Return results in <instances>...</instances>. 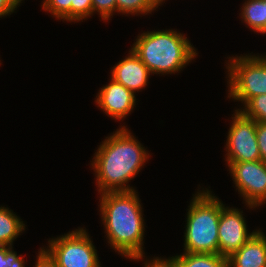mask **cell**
I'll return each mask as SVG.
<instances>
[{
    "instance_id": "7c38bea8",
    "label": "cell",
    "mask_w": 266,
    "mask_h": 267,
    "mask_svg": "<svg viewBox=\"0 0 266 267\" xmlns=\"http://www.w3.org/2000/svg\"><path fill=\"white\" fill-rule=\"evenodd\" d=\"M227 267H266V236L260 229L227 258Z\"/></svg>"
},
{
    "instance_id": "8fae6325",
    "label": "cell",
    "mask_w": 266,
    "mask_h": 267,
    "mask_svg": "<svg viewBox=\"0 0 266 267\" xmlns=\"http://www.w3.org/2000/svg\"><path fill=\"white\" fill-rule=\"evenodd\" d=\"M129 52L113 67L111 78L135 93L147 86L150 71L132 49Z\"/></svg>"
},
{
    "instance_id": "603a6c76",
    "label": "cell",
    "mask_w": 266,
    "mask_h": 267,
    "mask_svg": "<svg viewBox=\"0 0 266 267\" xmlns=\"http://www.w3.org/2000/svg\"><path fill=\"white\" fill-rule=\"evenodd\" d=\"M38 253L35 267H58L55 260L44 249V247H41Z\"/></svg>"
},
{
    "instance_id": "277c9868",
    "label": "cell",
    "mask_w": 266,
    "mask_h": 267,
    "mask_svg": "<svg viewBox=\"0 0 266 267\" xmlns=\"http://www.w3.org/2000/svg\"><path fill=\"white\" fill-rule=\"evenodd\" d=\"M208 189L197 192L187 212L185 253L219 254L221 201Z\"/></svg>"
},
{
    "instance_id": "2e32d148",
    "label": "cell",
    "mask_w": 266,
    "mask_h": 267,
    "mask_svg": "<svg viewBox=\"0 0 266 267\" xmlns=\"http://www.w3.org/2000/svg\"><path fill=\"white\" fill-rule=\"evenodd\" d=\"M117 12L123 14H148L154 11L159 0H116Z\"/></svg>"
},
{
    "instance_id": "7402d4cb",
    "label": "cell",
    "mask_w": 266,
    "mask_h": 267,
    "mask_svg": "<svg viewBox=\"0 0 266 267\" xmlns=\"http://www.w3.org/2000/svg\"><path fill=\"white\" fill-rule=\"evenodd\" d=\"M256 137L261 155V160L266 162V123L257 122Z\"/></svg>"
},
{
    "instance_id": "9a60e30c",
    "label": "cell",
    "mask_w": 266,
    "mask_h": 267,
    "mask_svg": "<svg viewBox=\"0 0 266 267\" xmlns=\"http://www.w3.org/2000/svg\"><path fill=\"white\" fill-rule=\"evenodd\" d=\"M178 267H227V258L211 253H184L174 257Z\"/></svg>"
},
{
    "instance_id": "d4e9b609",
    "label": "cell",
    "mask_w": 266,
    "mask_h": 267,
    "mask_svg": "<svg viewBox=\"0 0 266 267\" xmlns=\"http://www.w3.org/2000/svg\"><path fill=\"white\" fill-rule=\"evenodd\" d=\"M22 0H0V17L9 15L16 10Z\"/></svg>"
},
{
    "instance_id": "484cf974",
    "label": "cell",
    "mask_w": 266,
    "mask_h": 267,
    "mask_svg": "<svg viewBox=\"0 0 266 267\" xmlns=\"http://www.w3.org/2000/svg\"><path fill=\"white\" fill-rule=\"evenodd\" d=\"M163 1H165V0H159V4H162V3H163Z\"/></svg>"
},
{
    "instance_id": "5b68a950",
    "label": "cell",
    "mask_w": 266,
    "mask_h": 267,
    "mask_svg": "<svg viewBox=\"0 0 266 267\" xmlns=\"http://www.w3.org/2000/svg\"><path fill=\"white\" fill-rule=\"evenodd\" d=\"M230 61L226 65L229 98L245 105L251 98L266 94V56L241 55L230 57Z\"/></svg>"
},
{
    "instance_id": "52a82bcc",
    "label": "cell",
    "mask_w": 266,
    "mask_h": 267,
    "mask_svg": "<svg viewBox=\"0 0 266 267\" xmlns=\"http://www.w3.org/2000/svg\"><path fill=\"white\" fill-rule=\"evenodd\" d=\"M226 141L227 163L261 160L256 137L257 122L235 110Z\"/></svg>"
},
{
    "instance_id": "44dd1931",
    "label": "cell",
    "mask_w": 266,
    "mask_h": 267,
    "mask_svg": "<svg viewBox=\"0 0 266 267\" xmlns=\"http://www.w3.org/2000/svg\"><path fill=\"white\" fill-rule=\"evenodd\" d=\"M93 13L99 12L103 20H109L117 12L116 0H92Z\"/></svg>"
},
{
    "instance_id": "4fadbf2b",
    "label": "cell",
    "mask_w": 266,
    "mask_h": 267,
    "mask_svg": "<svg viewBox=\"0 0 266 267\" xmlns=\"http://www.w3.org/2000/svg\"><path fill=\"white\" fill-rule=\"evenodd\" d=\"M25 230L21 219L6 207H0V246L12 247L13 241Z\"/></svg>"
},
{
    "instance_id": "8992f818",
    "label": "cell",
    "mask_w": 266,
    "mask_h": 267,
    "mask_svg": "<svg viewBox=\"0 0 266 267\" xmlns=\"http://www.w3.org/2000/svg\"><path fill=\"white\" fill-rule=\"evenodd\" d=\"M48 241L45 249L58 267H101L97 250L83 228Z\"/></svg>"
},
{
    "instance_id": "cb8c5ba5",
    "label": "cell",
    "mask_w": 266,
    "mask_h": 267,
    "mask_svg": "<svg viewBox=\"0 0 266 267\" xmlns=\"http://www.w3.org/2000/svg\"><path fill=\"white\" fill-rule=\"evenodd\" d=\"M143 264H145L144 267H178L174 256L170 257V259L155 257L153 260L150 259V262L146 260Z\"/></svg>"
},
{
    "instance_id": "30bf717a",
    "label": "cell",
    "mask_w": 266,
    "mask_h": 267,
    "mask_svg": "<svg viewBox=\"0 0 266 267\" xmlns=\"http://www.w3.org/2000/svg\"><path fill=\"white\" fill-rule=\"evenodd\" d=\"M95 102L108 116L122 120L136 105L135 94L122 84L111 81L99 90Z\"/></svg>"
},
{
    "instance_id": "6da1fadb",
    "label": "cell",
    "mask_w": 266,
    "mask_h": 267,
    "mask_svg": "<svg viewBox=\"0 0 266 267\" xmlns=\"http://www.w3.org/2000/svg\"><path fill=\"white\" fill-rule=\"evenodd\" d=\"M144 148L125 126L106 137L91 163L97 177L98 192L135 190L126 184L138 174L149 158Z\"/></svg>"
},
{
    "instance_id": "d6986e66",
    "label": "cell",
    "mask_w": 266,
    "mask_h": 267,
    "mask_svg": "<svg viewBox=\"0 0 266 267\" xmlns=\"http://www.w3.org/2000/svg\"><path fill=\"white\" fill-rule=\"evenodd\" d=\"M93 14L92 0L71 1V22L86 19Z\"/></svg>"
},
{
    "instance_id": "ac0fdd59",
    "label": "cell",
    "mask_w": 266,
    "mask_h": 267,
    "mask_svg": "<svg viewBox=\"0 0 266 267\" xmlns=\"http://www.w3.org/2000/svg\"><path fill=\"white\" fill-rule=\"evenodd\" d=\"M71 1L73 0H44L43 10L49 11L57 19L71 21Z\"/></svg>"
},
{
    "instance_id": "ffe728a7",
    "label": "cell",
    "mask_w": 266,
    "mask_h": 267,
    "mask_svg": "<svg viewBox=\"0 0 266 267\" xmlns=\"http://www.w3.org/2000/svg\"><path fill=\"white\" fill-rule=\"evenodd\" d=\"M23 257L18 256L10 246H0V267H24Z\"/></svg>"
},
{
    "instance_id": "ba28073f",
    "label": "cell",
    "mask_w": 266,
    "mask_h": 267,
    "mask_svg": "<svg viewBox=\"0 0 266 267\" xmlns=\"http://www.w3.org/2000/svg\"><path fill=\"white\" fill-rule=\"evenodd\" d=\"M236 188L249 208L266 202V162L227 163Z\"/></svg>"
},
{
    "instance_id": "5bb4252c",
    "label": "cell",
    "mask_w": 266,
    "mask_h": 267,
    "mask_svg": "<svg viewBox=\"0 0 266 267\" xmlns=\"http://www.w3.org/2000/svg\"><path fill=\"white\" fill-rule=\"evenodd\" d=\"M241 9V18L254 32L266 34L265 0H247Z\"/></svg>"
},
{
    "instance_id": "9c48e42d",
    "label": "cell",
    "mask_w": 266,
    "mask_h": 267,
    "mask_svg": "<svg viewBox=\"0 0 266 267\" xmlns=\"http://www.w3.org/2000/svg\"><path fill=\"white\" fill-rule=\"evenodd\" d=\"M243 212L236 208L225 207L221 202L219 218V255L228 258L238 251L256 232L248 233Z\"/></svg>"
},
{
    "instance_id": "3957f363",
    "label": "cell",
    "mask_w": 266,
    "mask_h": 267,
    "mask_svg": "<svg viewBox=\"0 0 266 267\" xmlns=\"http://www.w3.org/2000/svg\"><path fill=\"white\" fill-rule=\"evenodd\" d=\"M137 37L131 49L151 74L181 71L198 54L187 37L175 30H153Z\"/></svg>"
},
{
    "instance_id": "e0dca14e",
    "label": "cell",
    "mask_w": 266,
    "mask_h": 267,
    "mask_svg": "<svg viewBox=\"0 0 266 267\" xmlns=\"http://www.w3.org/2000/svg\"><path fill=\"white\" fill-rule=\"evenodd\" d=\"M240 110L248 118L256 122L266 123V94H261L251 98Z\"/></svg>"
},
{
    "instance_id": "7a4b0ae2",
    "label": "cell",
    "mask_w": 266,
    "mask_h": 267,
    "mask_svg": "<svg viewBox=\"0 0 266 267\" xmlns=\"http://www.w3.org/2000/svg\"><path fill=\"white\" fill-rule=\"evenodd\" d=\"M100 195V212L108 243L126 258L142 259L145 225L137 192H106Z\"/></svg>"
}]
</instances>
